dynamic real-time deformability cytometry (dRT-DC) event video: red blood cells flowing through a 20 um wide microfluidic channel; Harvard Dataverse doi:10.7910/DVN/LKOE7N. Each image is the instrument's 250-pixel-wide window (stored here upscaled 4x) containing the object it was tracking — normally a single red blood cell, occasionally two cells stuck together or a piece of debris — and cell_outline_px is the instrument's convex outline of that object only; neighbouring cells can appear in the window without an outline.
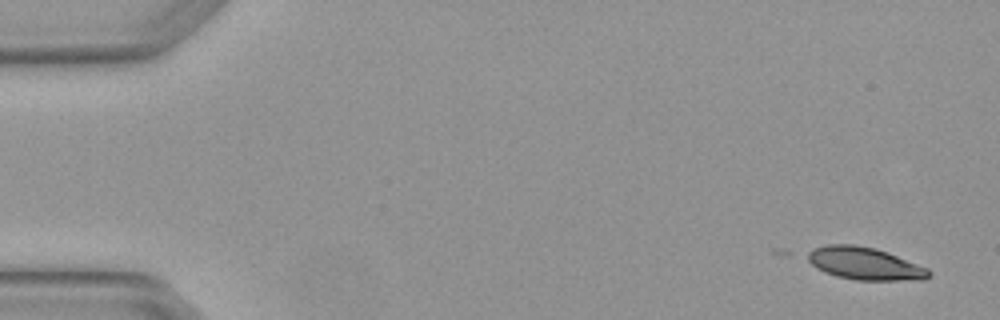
{"species": "Egyptian fruit bat (a non-hibernating species)", "species_latin": "Rousettus aegyptiacus", "temperature_condition": "warm", "stored_images_in_passage": 5, "camera_frame_rate_fps": 3000, "um_per_image_px": 0.085, "animal": {"sex": "female"}, "frame": {"image": 1, "passage_image": 1, "time_ms": 0.0, "image_size_px": [1000, 320], "cell_outline_px": [[932, 276], [924, 280], [856, 280], [836, 276], [824, 272], [816, 268], [808, 260], [808, 252], [816, 248], [828, 244], [852, 244], [872, 248], [896, 256], [928, 268], [932, 272]], "centroid_in_image_um": [73.52, 22.42], "position_along_channel_um": 11.5, "area_um2": 22.72}}
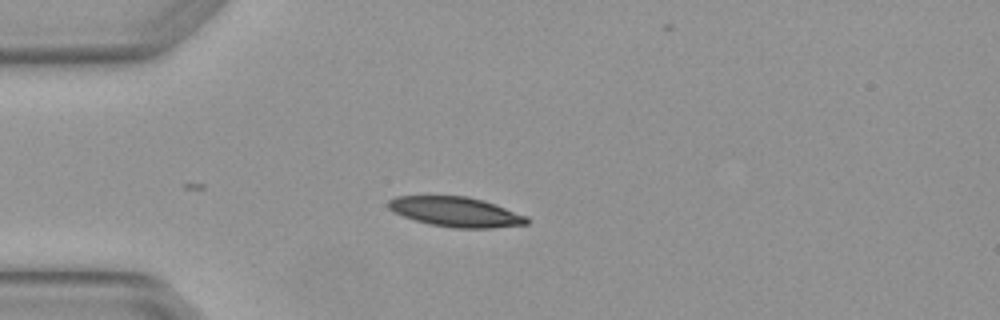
{"frame": {"image": 2, "passage_image": 4, "time_ms": 1.0, "image_size_px": [1000, 320], "cell_outline_px": [[528, 224], [492, 228], [456, 228], [428, 224], [392, 212], [388, 208], [388, 200], [396, 196], [468, 196], [484, 200], [496, 204], [528, 216]], "centroid_in_image_um": [38.76, 18.0], "position_along_channel_um": 46.2, "area_um2": 24.22}}